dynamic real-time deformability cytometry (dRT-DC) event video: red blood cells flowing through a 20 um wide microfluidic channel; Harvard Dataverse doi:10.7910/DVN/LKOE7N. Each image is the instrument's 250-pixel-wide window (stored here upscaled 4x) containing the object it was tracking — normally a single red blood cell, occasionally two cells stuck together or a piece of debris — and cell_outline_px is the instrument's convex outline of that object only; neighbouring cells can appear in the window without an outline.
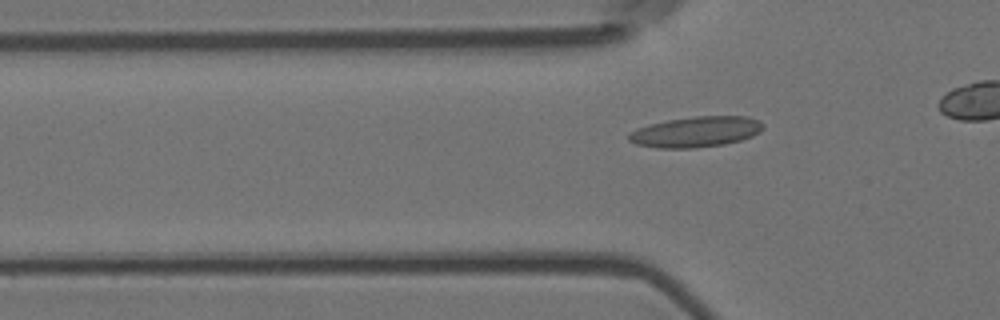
{"species": "Egyptian fruit bat (a non-hibernating species)", "species_latin": "Rousettus aegyptiacus", "temperature_condition": "room temperature", "stored_images_in_passage": 5, "camera_frame_rate_fps": 3000, "um_per_image_px": 0.085, "animal": {"sex": "female"}, "frame": {"image": 1, "passage_image": 5, "time_ms": 1.333, "image_size_px": [1000, 320], "cell_outline_px": [[764, 128], [760, 132], [752, 136], [740, 140], [724, 144], [696, 148], [656, 148], [636, 144], [628, 140], [628, 132], [636, 128], [648, 124], [668, 120], [696, 116], [748, 116], [760, 120], [764, 124]], "centroid_in_image_um": [59.15, 11.2], "position_along_channel_um": 66.7, "area_um2": 24.22}}